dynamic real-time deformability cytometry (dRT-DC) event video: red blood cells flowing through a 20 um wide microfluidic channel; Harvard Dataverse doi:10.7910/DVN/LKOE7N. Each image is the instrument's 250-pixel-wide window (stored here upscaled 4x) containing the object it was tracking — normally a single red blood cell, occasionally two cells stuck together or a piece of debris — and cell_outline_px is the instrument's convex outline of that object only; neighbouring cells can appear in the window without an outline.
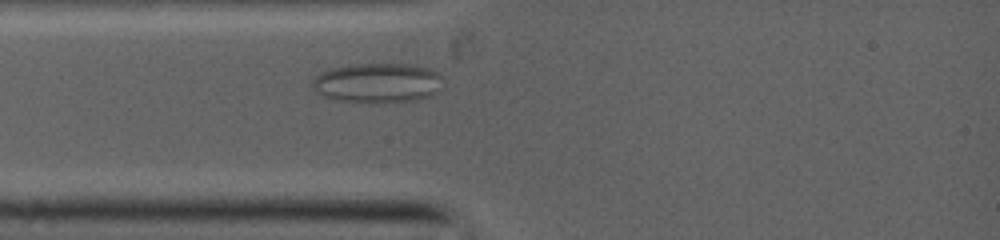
{"species": "common noctule bat (a hibernating species)", "species_latin": "Nyctalus noctula", "temperature_condition": "warm", "stored_images_in_passage": 65, "camera_frame_rate_fps": 5000, "um_per_image_px": 0.085, "animal": {"sex": "female", "body_mass_g": 19.0, "forearm_length_mm": 53.3}, "frame": {"image": 1, "passage_image": 15, "time_ms": 2.6, "image_size_px": [1000, 240], "cell_outline_px": [[440, 76], [428, 96], [412, 100], [344, 100], [328, 96], [312, 88], [312, 80], [320, 72], [332, 68], [352, 64], [416, 64], [436, 72]], "centroid_in_image_um": [31.99, 6.97], "position_along_channel_um": 53.0, "area_um2": 28.32}}
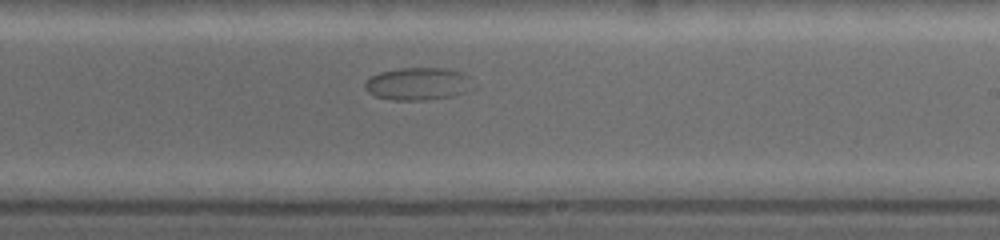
{"frame": {"image": 2, "passage_image": 44, "time_ms": 7.6, "image_size_px": [1000, 240], "cell_outline_px": [[472, 88], [464, 92], [448, 96], [420, 100], [396, 100], [376, 96], [368, 92], [364, 84], [372, 76], [380, 72], [400, 68], [444, 68], [460, 72], [468, 76]], "centroid_in_image_um": [35.5, 7.11], "position_along_channel_um": 253.5, "area_um2": 20.0}}
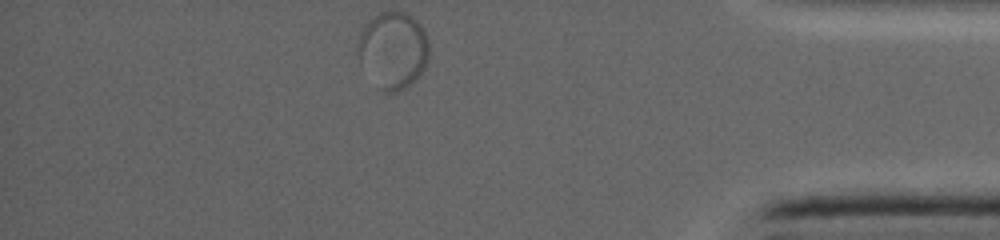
{"frame": {"image": 3, "passage_image": 65, "time_ms": 12.2, "image_size_px": [1000, 240], "cell_outline_px": [[428, 56], [420, 72], [408, 84], [392, 92], [384, 92], [360, 64], [360, 32], [368, 20], [380, 12], [404, 12], [412, 16], [420, 24], [428, 40]], "centroid_in_image_um": [33.41, 4.2], "position_along_channel_um": 401.8, "area_um2": 30.69}}